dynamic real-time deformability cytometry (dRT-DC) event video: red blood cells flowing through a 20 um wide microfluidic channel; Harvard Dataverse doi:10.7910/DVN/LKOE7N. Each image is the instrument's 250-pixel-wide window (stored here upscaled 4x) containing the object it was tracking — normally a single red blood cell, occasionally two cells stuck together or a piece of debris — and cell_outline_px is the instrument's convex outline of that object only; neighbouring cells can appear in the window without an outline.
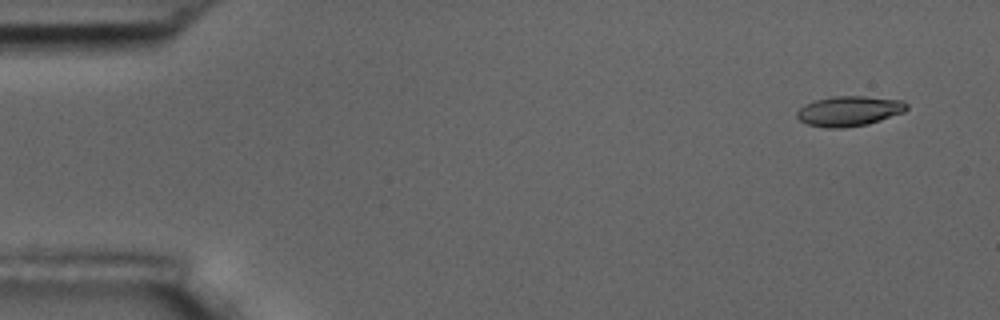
{"species": "common noctule bat (a hibernating species)", "species_latin": "Nyctalus noctula", "temperature_condition": "room temperature", "stored_images_in_passage": 4, "camera_frame_rate_fps": 3000, "um_per_image_px": 0.085, "animal": {"sex": "male", "body_mass_g": 17.5, "forearm_length_mm": 52.3}, "frame": {"image": 1, "passage_image": 1, "time_ms": 0.0, "image_size_px": [1000, 320], "cell_outline_px": [[908, 108], [904, 112], [868, 124], [840, 128], [824, 128], [808, 124], [800, 120], [796, 116], [796, 112], [804, 104], [816, 100], [832, 96], [864, 96], [904, 100], [908, 104]], "centroid_in_image_um": [72.19, 9.43], "position_along_channel_um": 12.8, "area_um2": 19.31}}
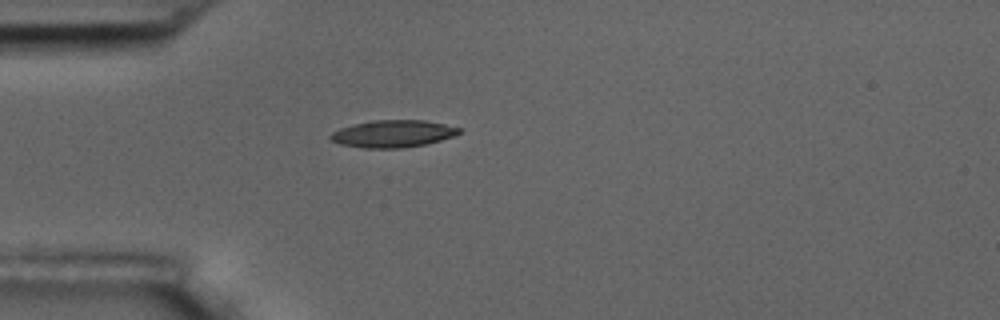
{"frame": {"image": 2, "passage_image": 4, "time_ms": 4.0, "image_size_px": [1000, 320], "cell_outline_px": [[460, 132], [452, 136], [440, 140], [424, 144], [400, 148], [364, 148], [340, 144], [332, 140], [328, 136], [332, 132], [340, 128], [352, 124], [372, 120], [424, 120], [444, 124], [460, 128]], "centroid_in_image_um": [33.35, 11.36], "position_along_channel_um": 51.7, "area_um2": 20.23}}